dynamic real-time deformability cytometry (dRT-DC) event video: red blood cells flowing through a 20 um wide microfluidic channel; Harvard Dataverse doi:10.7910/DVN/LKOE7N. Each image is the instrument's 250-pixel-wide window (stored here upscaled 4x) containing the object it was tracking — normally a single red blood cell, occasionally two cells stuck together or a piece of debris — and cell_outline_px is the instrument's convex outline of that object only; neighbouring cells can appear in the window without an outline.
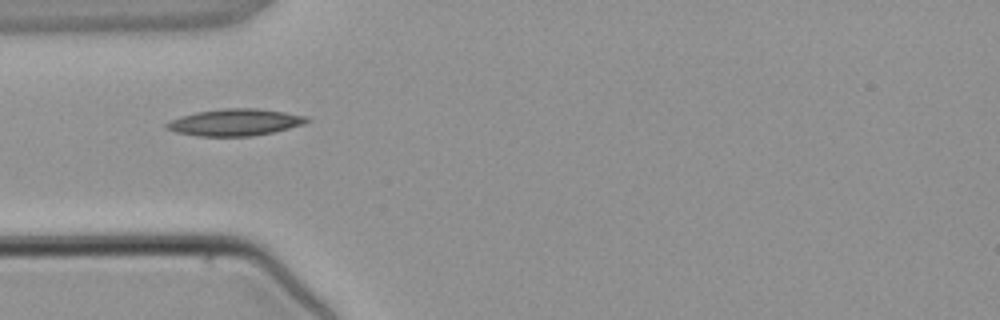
{"species": "common noctule bat (a hibernating species)", "species_latin": "Nyctalus noctula", "temperature_condition": "warm", "stored_images_in_passage": 3, "camera_frame_rate_fps": 3000, "um_per_image_px": 0.085, "animal": {"sex": "male", "body_mass_g": 21.5, "forearm_length_mm": 52.0}, "frame": {"image": 1, "passage_image": 2, "time_ms": 2.333, "image_size_px": [1000, 320], "cell_outline_px": [[312, 120], [304, 124], [272, 132], [252, 136], [196, 136], [176, 132], [164, 128], [164, 124], [180, 116], [196, 112], [224, 108], [256, 108], [284, 112], [308, 116]], "centroid_in_image_um": [19.97, 10.39], "position_along_channel_um": 65.0, "area_um2": 21.96}}